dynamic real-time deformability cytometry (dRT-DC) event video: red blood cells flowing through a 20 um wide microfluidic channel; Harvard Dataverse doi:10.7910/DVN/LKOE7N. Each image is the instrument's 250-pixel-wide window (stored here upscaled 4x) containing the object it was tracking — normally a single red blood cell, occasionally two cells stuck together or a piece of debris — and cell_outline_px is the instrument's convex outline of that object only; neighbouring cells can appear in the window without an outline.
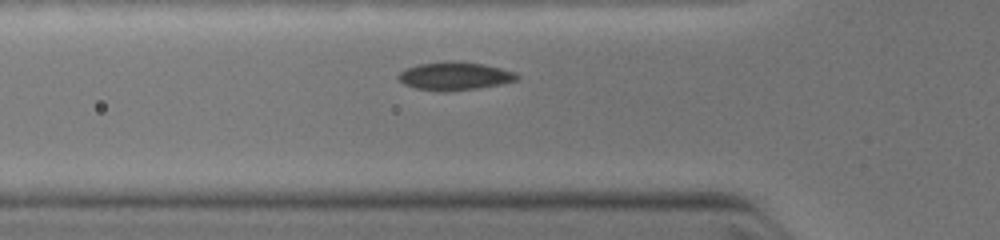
{"species": "common noctule bat (a hibernating species)", "species_latin": "Nyctalus noctula", "temperature_condition": "warm", "stored_images_in_passage": 33, "camera_frame_rate_fps": 3000, "um_per_image_px": 0.085, "animal": {"sex": "female", "body_mass_g": 19.0, "forearm_length_mm": 51.5}, "frame": {"image": 1, "passage_image": 7, "time_ms": 1.667, "image_size_px": [1000, 240], "cell_outline_px": [[520, 80], [480, 88], [444, 92], [416, 88], [404, 84], [396, 76], [400, 72], [408, 68], [420, 64], [444, 60], [452, 60], [484, 64], [516, 72], [520, 76]], "centroid_in_image_um": [38.69, 6.46], "position_along_channel_um": 87.1, "area_um2": 19.65}}
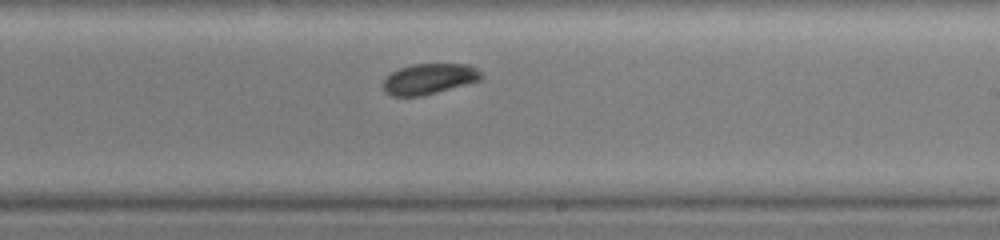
{"frame": {"image": 2, "passage_image": 20, "time_ms": 5.0, "image_size_px": [1000, 240], "cell_outline_px": [[484, 76], [480, 80], [436, 92], [420, 96], [392, 96], [384, 92], [380, 84], [392, 72], [400, 68], [412, 64], [468, 64], [476, 68]], "centroid_in_image_um": [36.44, 6.7], "position_along_channel_um": 252.6, "area_um2": 17.46}}
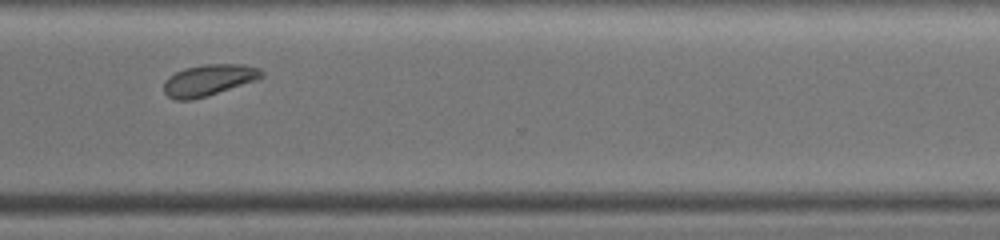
{"frame": {"image": 3, "passage_image": 32, "time_ms": 7.0, "image_size_px": [1000, 240], "cell_outline_px": [[264, 76], [256, 80], [208, 96], [192, 100], [176, 100], [168, 96], [164, 92], [164, 80], [168, 76], [184, 68], [204, 64], [244, 64], [260, 68], [264, 72]], "centroid_in_image_um": [17.74, 6.8], "position_along_channel_um": 352.9, "area_um2": 18.03}}